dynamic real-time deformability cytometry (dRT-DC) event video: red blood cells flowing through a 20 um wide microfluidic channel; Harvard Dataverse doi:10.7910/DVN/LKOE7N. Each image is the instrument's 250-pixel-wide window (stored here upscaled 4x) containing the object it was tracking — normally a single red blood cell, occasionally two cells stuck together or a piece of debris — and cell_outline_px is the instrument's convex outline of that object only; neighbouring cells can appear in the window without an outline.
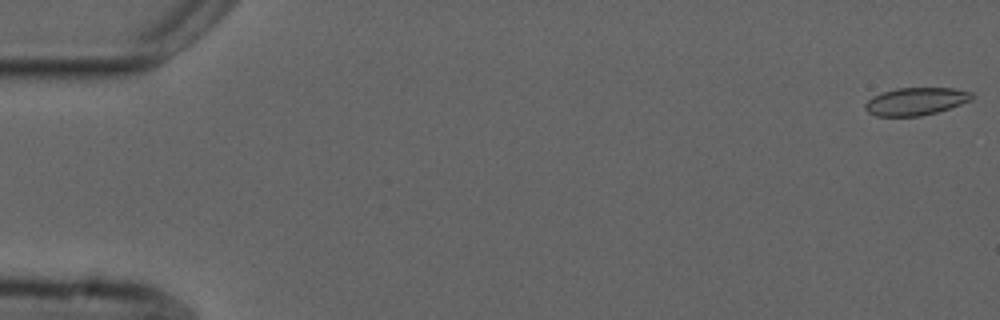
{"species": "common noctule bat (a hibernating species)", "species_latin": "Nyctalus noctula", "temperature_condition": "cold", "stored_images_in_passage": 8, "camera_frame_rate_fps": 3000, "um_per_image_px": 0.085, "animal": {"sex": "male", "forearm_length_mm": 52.5}, "frame": {"image": 1, "passage_image": 1, "time_ms": 0.0, "image_size_px": [1000, 320], "cell_outline_px": [[976, 96], [972, 100], [936, 112], [920, 116], [876, 116], [868, 112], [864, 108], [864, 104], [872, 96], [896, 88], [952, 88], [972, 92]], "centroid_in_image_um": [77.85, 8.61], "position_along_channel_um": 7.2, "area_um2": 17.17}}
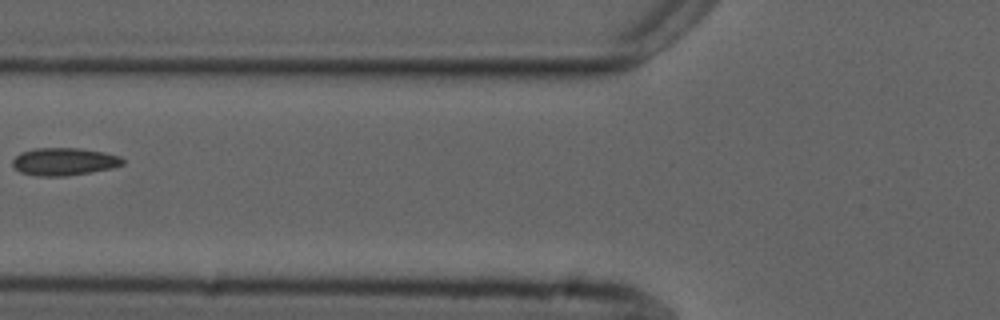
{"frame": {"image": 2, "passage_image": 7, "time_ms": 7.0, "image_size_px": [1000, 320], "cell_outline_px": [[124, 164], [112, 168], [64, 176], [36, 176], [20, 172], [12, 164], [12, 160], [20, 152], [36, 148], [80, 148], [104, 152], [120, 156], [124, 160]], "centroid_in_image_um": [5.44, 13.73], "position_along_channel_um": 120.4, "area_um2": 17.69}}
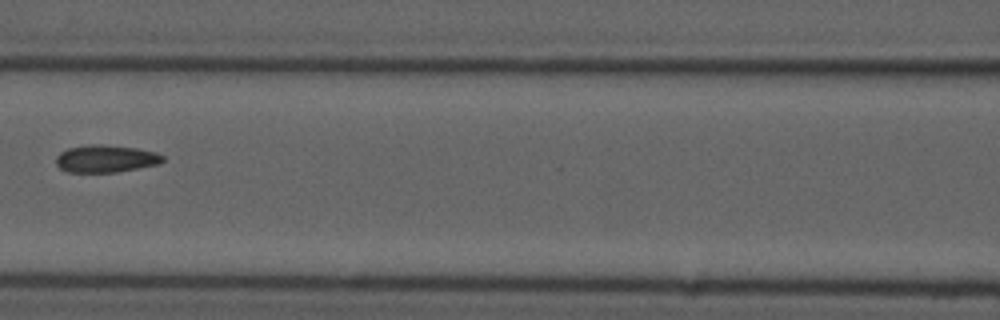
{"frame": {"image": 3, "passage_image": 8, "time_ms": 8.0, "image_size_px": [1000, 320], "cell_outline_px": [[164, 160], [160, 164], [116, 172], [68, 172], [60, 168], [56, 164], [56, 156], [60, 152], [68, 148], [88, 144], [100, 144], [136, 148], [156, 152], [164, 156]], "centroid_in_image_um": [8.99, 13.48], "position_along_channel_um": 157.6, "area_um2": 17.11}}